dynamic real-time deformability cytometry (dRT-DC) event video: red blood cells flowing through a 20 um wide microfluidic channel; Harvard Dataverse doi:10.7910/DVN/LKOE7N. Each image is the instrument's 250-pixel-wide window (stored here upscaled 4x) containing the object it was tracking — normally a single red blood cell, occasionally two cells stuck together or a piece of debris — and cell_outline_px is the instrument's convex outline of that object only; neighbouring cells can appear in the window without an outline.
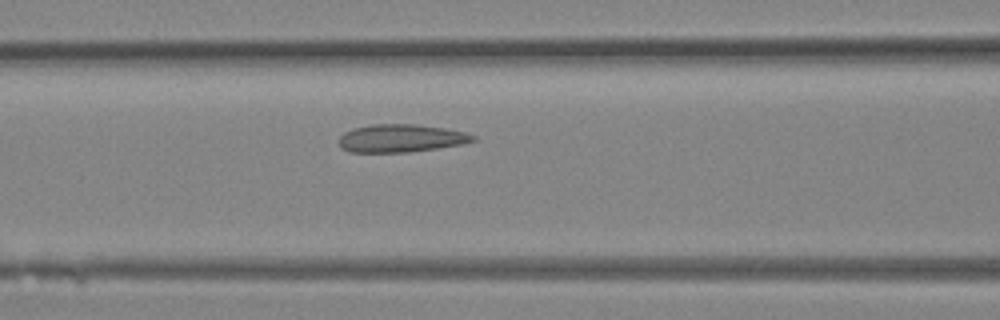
{"species": "Egyptian fruit bat (a non-hibernating species)", "species_latin": "Rousettus aegyptiacus", "temperature_condition": "room temperature", "stored_images_in_passage": 31, "camera_frame_rate_fps": 3000, "um_per_image_px": 0.085, "animal": {"sex": "female"}, "frame": {"image": 1, "passage_image": 12, "time_ms": 3.667, "image_size_px": [1000, 320], "cell_outline_px": [[476, 140], [464, 144], [408, 152], [348, 152], [340, 148], [340, 136], [344, 132], [352, 128], [372, 124], [416, 124], [444, 128], [464, 132], [476, 136]], "centroid_in_image_um": [34.06, 11.75], "position_along_channel_um": 132.5, "area_um2": 21.85}}
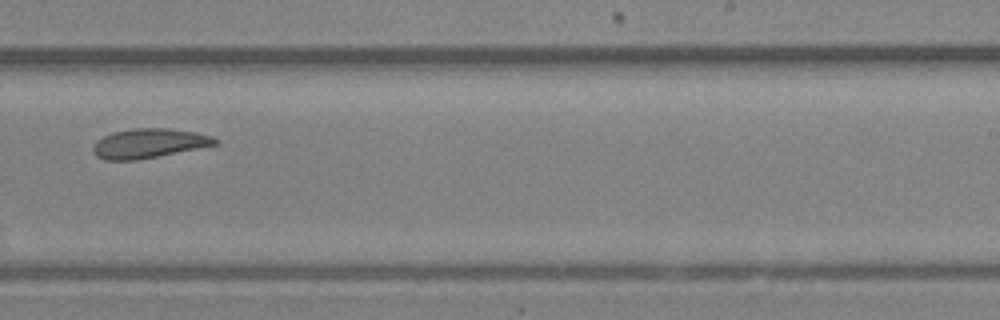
{"frame": {"image": 2, "passage_image": 19, "time_ms": 6.0, "image_size_px": [1000, 320], "cell_outline_px": [[220, 144], [136, 160], [104, 160], [96, 156], [92, 148], [96, 140], [112, 132], [136, 128], [168, 128], [196, 132], [212, 136], [220, 140]], "centroid_in_image_um": [12.68, 12.18], "position_along_channel_um": 276.3, "area_um2": 20.98}}
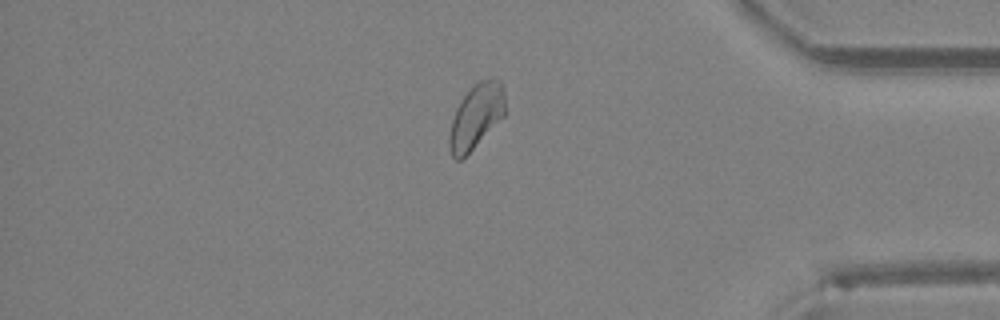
{"frame": {"image": 3, "passage_image": 26, "time_ms": 8.333, "image_size_px": [1000, 320], "cell_outline_px": [[504, 116], [460, 160], [456, 160], [452, 156], [448, 148], [448, 136], [452, 120], [456, 108], [460, 100], [472, 84], [480, 80], [492, 76], [496, 76], [504, 84]], "centroid_in_image_um": [40.46, 9.81], "position_along_channel_um": 394.7, "area_um2": 21.15}}